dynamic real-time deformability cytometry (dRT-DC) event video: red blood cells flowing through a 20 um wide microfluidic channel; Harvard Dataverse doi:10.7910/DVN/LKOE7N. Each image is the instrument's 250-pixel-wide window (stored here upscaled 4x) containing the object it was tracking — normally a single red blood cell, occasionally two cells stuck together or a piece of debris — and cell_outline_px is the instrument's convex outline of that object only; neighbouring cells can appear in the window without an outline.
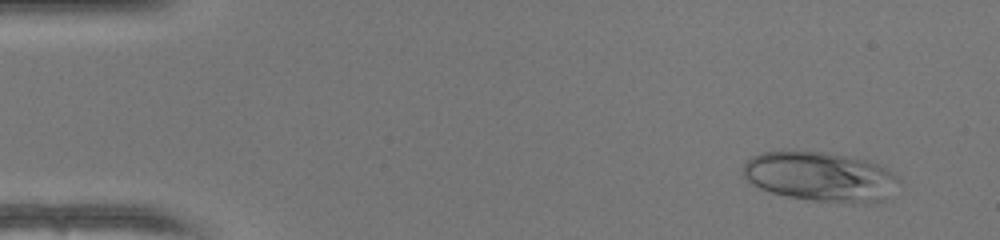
{"species": "human", "species_latin": "Homo sapiens", "temperature_condition": "warm", "stored_images_in_passage": 50, "camera_frame_rate_fps": 3000, "um_per_image_px": 0.085, "donor": {"sex": "female"}, "frame": {"image": 1, "passage_image": 4, "time_ms": 1.0, "image_size_px": [1000, 240], "cell_outline_px": [[900, 184], [884, 200], [864, 204], [812, 200], [788, 196], [772, 192], [760, 188], [752, 184], [744, 176], [744, 164], [752, 156], [760, 152], [780, 148], [824, 152], [868, 160], [884, 168], [896, 176], [900, 180]], "centroid_in_image_um": [69.71, 14.98], "position_along_channel_um": 15.3, "area_um2": 45.55}}
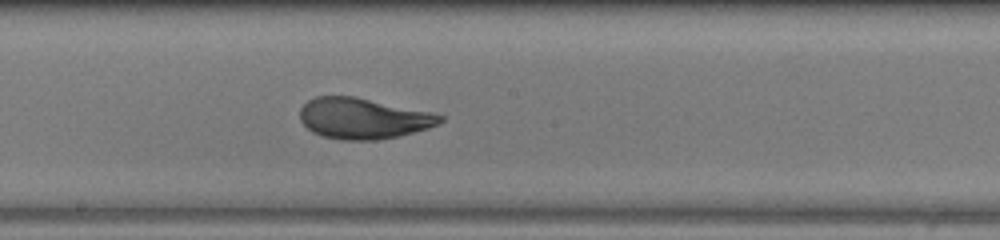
{"frame": {"image": 2, "passage_image": 27, "time_ms": 8.667, "image_size_px": [1000, 240], "cell_outline_px": [[444, 120], [428, 128], [396, 136], [376, 140], [344, 140], [324, 136], [312, 132], [300, 120], [300, 108], [308, 100], [316, 96], [356, 96], [436, 112], [444, 116]], "centroid_in_image_um": [30.89, 10.04], "position_along_channel_um": 217.3, "area_um2": 33.52}}
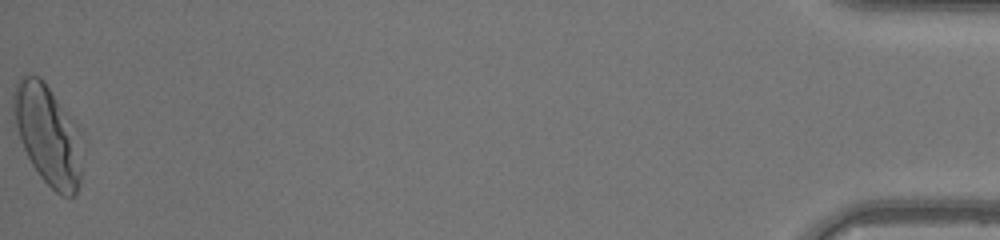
{"frame": {"image": 3, "passage_image": 50, "time_ms": 16.333, "image_size_px": [1000, 240], "cell_outline_px": [[80, 184], [76, 192], [72, 196], [64, 196], [56, 192], [40, 176], [32, 164], [20, 140], [12, 112], [12, 92], [20, 76], [40, 76], [44, 80], [76, 124], [80, 132]], "centroid_in_image_um": [4.04, 11.42], "position_along_channel_um": 431.2, "area_um2": 39.77}, "authors_computed_cell_mechanics": {"area_um2": 33.6396, "velocity_mm_per_s": 4.1543, "shape_relaxation_time_tau1_ms": 5.2387, "shape_relaxation_time_tau2_ms": null, "deformation_change_tau1": 0.2344, "deformation_change_tau2": null}}